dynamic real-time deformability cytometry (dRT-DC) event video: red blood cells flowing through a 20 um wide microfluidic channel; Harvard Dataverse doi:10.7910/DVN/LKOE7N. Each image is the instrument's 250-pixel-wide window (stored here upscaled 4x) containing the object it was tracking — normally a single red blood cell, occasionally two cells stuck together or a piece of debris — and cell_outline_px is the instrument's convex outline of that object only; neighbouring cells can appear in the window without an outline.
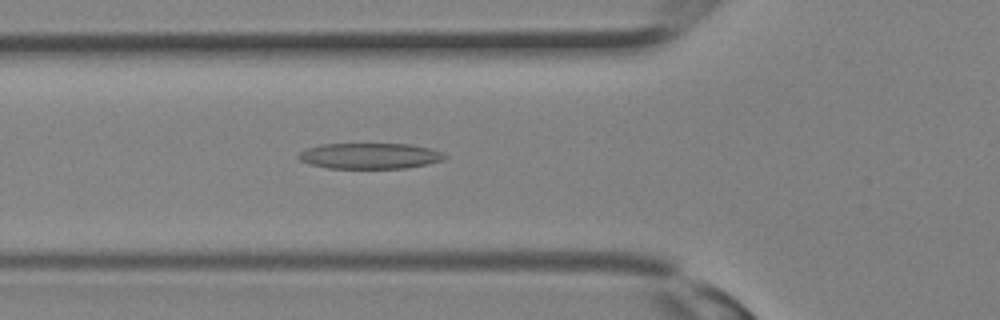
{"species": "Egyptian fruit bat (a non-hibernating species)", "species_latin": "Rousettus aegyptiacus", "temperature_condition": "room temperature", "stored_images_in_passage": 11, "camera_frame_rate_fps": 3000, "um_per_image_px": 0.085, "animal": {"sex": "female"}, "frame": {"image": 1, "passage_image": 5, "time_ms": 1.333, "image_size_px": [1000, 320], "cell_outline_px": [[448, 156], [444, 160], [428, 164], [408, 168], [328, 168], [312, 164], [300, 160], [296, 156], [300, 152], [308, 148], [320, 144], [408, 144], [428, 148], [444, 152]], "centroid_in_image_um": [31.48, 13.25], "position_along_channel_um": 94.3, "area_um2": 21.96}}
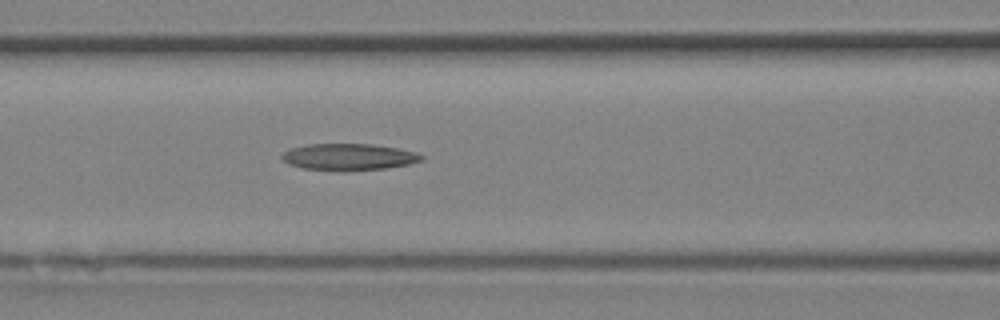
{"frame": {"image": 2, "passage_image": 7, "time_ms": 2.0, "image_size_px": [1000, 320], "cell_outline_px": [[424, 156], [420, 160], [408, 164], [384, 168], [344, 172], [340, 172], [304, 168], [288, 164], [280, 156], [284, 152], [292, 148], [308, 144], [372, 144], [396, 148], [416, 152]], "centroid_in_image_um": [29.61, 13.35], "position_along_channel_um": 137.0, "area_um2": 21.68}}
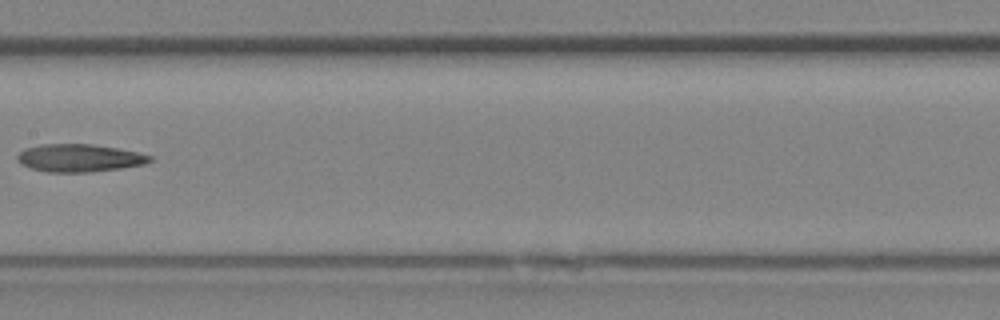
{"frame": {"image": 3, "passage_image": 10, "time_ms": 3.0, "image_size_px": [1000, 320], "cell_outline_px": [[152, 160], [144, 164], [120, 168], [88, 172], [48, 172], [32, 168], [20, 164], [16, 160], [16, 156], [24, 148], [40, 144], [92, 144], [140, 152], [152, 156]], "centroid_in_image_um": [6.72, 13.42], "position_along_channel_um": 200.7, "area_um2": 21.44}}